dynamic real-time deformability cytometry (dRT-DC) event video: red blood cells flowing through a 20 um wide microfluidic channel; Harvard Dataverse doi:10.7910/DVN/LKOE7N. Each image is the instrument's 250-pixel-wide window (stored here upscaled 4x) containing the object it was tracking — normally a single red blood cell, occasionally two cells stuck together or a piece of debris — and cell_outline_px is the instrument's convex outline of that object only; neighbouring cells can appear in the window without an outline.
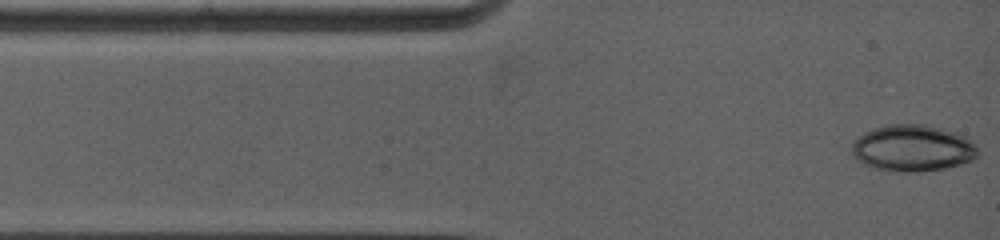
{"species": "common noctule bat (a hibernating species)", "species_latin": "Nyctalus noctula", "temperature_condition": "warm", "stored_images_in_passage": 3, "camera_frame_rate_fps": 5000, "um_per_image_px": 0.085, "animal": {"sex": "female", "body_mass_g": 19.0, "forearm_length_mm": 53.3}, "frame": {"image": 1, "passage_image": 1, "time_ms": 0.0, "image_size_px": [1000, 240], "cell_outline_px": [[976, 156], [960, 164], [944, 168], [920, 172], [904, 172], [876, 168], [864, 164], [852, 156], [852, 144], [864, 132], [888, 124], [924, 124], [940, 128], [964, 136], [972, 140], [976, 144]], "centroid_in_image_um": [77.55, 12.59], "position_along_channel_um": 7.4, "area_um2": 33.76}}